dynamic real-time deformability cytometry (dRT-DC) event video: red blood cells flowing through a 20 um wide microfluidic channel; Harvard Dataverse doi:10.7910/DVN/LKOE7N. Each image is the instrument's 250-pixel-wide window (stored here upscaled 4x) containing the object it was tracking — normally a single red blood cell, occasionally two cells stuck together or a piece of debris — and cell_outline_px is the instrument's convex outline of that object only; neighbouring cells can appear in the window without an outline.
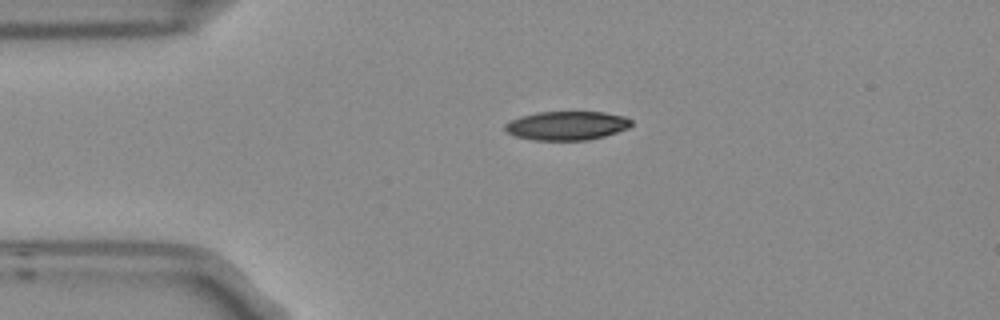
{"species": "Egyptian fruit bat (a non-hibernating species)", "species_latin": "Rousettus aegyptiacus", "temperature_condition": "room temperature", "stored_images_in_passage": 3, "camera_frame_rate_fps": 3000, "um_per_image_px": 0.085, "frame": {"image": 1, "passage_image": 1, "time_ms": 0.0, "image_size_px": [1000, 320], "cell_outline_px": [[632, 124], [628, 128], [604, 136], [588, 140], [536, 140], [516, 136], [508, 132], [504, 128], [504, 124], [508, 120], [520, 116], [536, 112], [604, 112], [624, 116], [632, 120]], "centroid_in_image_um": [48.16, 10.67], "position_along_channel_um": 36.8, "area_um2": 21.27}}